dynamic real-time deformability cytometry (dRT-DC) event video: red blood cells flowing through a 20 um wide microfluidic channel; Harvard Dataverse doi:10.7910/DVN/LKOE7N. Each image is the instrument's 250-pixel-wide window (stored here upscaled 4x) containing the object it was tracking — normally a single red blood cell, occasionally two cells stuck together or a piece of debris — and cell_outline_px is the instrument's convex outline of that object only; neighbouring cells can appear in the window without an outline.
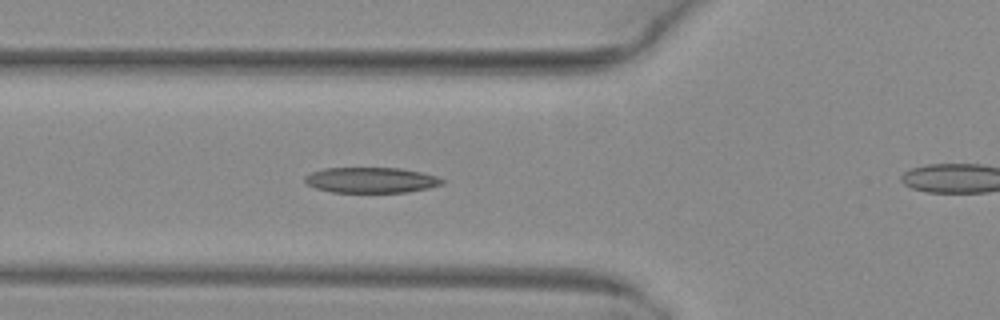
{"species": "common noctule bat (a hibernating species)", "species_latin": "Nyctalus noctula", "temperature_condition": "warm", "stored_images_in_passage": 10, "camera_frame_rate_fps": 3000, "um_per_image_px": 0.085, "animal": {"sex": "female", "body_mass_g": 29.2, "forearm_length_mm": 56.3}, "frame": {"image": 1, "passage_image": 9, "time_ms": 2.667, "image_size_px": [1000, 320], "cell_outline_px": [[444, 184], [428, 188], [408, 192], [332, 192], [316, 188], [308, 184], [304, 180], [304, 176], [312, 172], [324, 168], [400, 168], [420, 172], [436, 176], [444, 180]], "centroid_in_image_um": [31.55, 15.31], "position_along_channel_um": 94.3, "area_um2": 20.35}}